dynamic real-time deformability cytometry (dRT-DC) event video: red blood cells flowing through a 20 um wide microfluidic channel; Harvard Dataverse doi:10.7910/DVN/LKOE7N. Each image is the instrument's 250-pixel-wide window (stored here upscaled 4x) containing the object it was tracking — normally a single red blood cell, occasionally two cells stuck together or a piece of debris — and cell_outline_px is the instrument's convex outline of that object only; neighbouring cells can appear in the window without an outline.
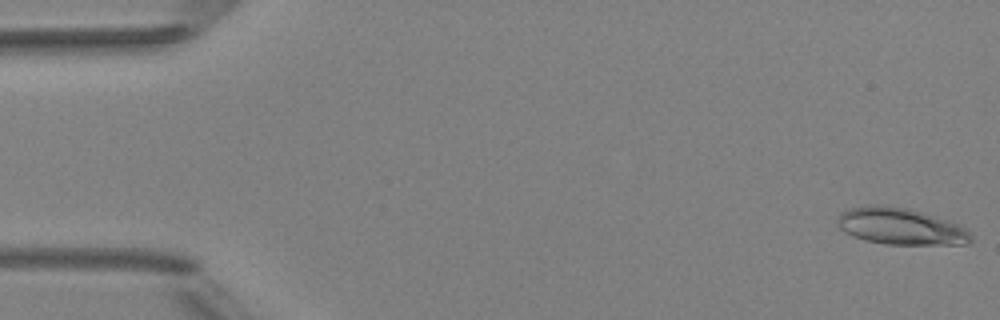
{"species": "Egyptian fruit bat (a non-hibernating species)", "species_latin": "Rousettus aegyptiacus", "temperature_condition": "room temperature", "stored_images_in_passage": 5, "camera_frame_rate_fps": 3000, "um_per_image_px": 0.085, "animal": {"sex": "female"}, "frame": {"image": 1, "passage_image": 1, "time_ms": 0.0, "image_size_px": [1000, 320], "cell_outline_px": [[972, 240], [968, 244], [884, 244], [864, 240], [852, 236], [844, 232], [836, 224], [836, 220], [840, 212], [848, 208], [868, 204], [880, 204], [908, 208], [924, 212], [960, 224], [972, 236]], "centroid_in_image_um": [76.5, 19.22], "position_along_channel_um": 8.5, "area_um2": 28.96}}
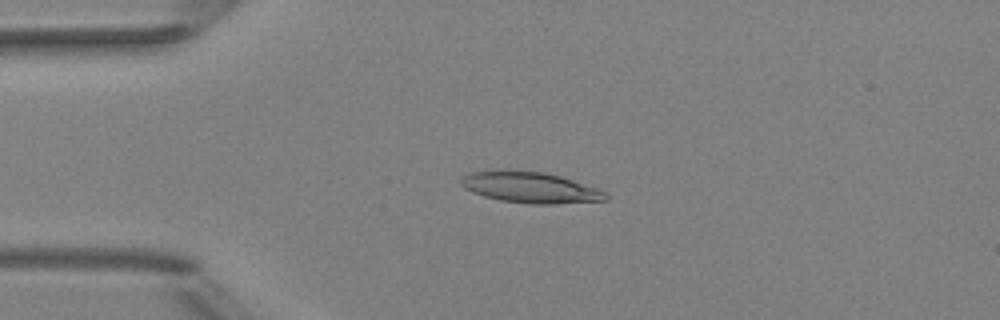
{"frame": {"image": 2, "passage_image": 4, "time_ms": 3.667, "image_size_px": [1000, 320], "cell_outline_px": [[608, 200], [556, 204], [532, 204], [500, 200], [484, 196], [472, 192], [464, 188], [460, 184], [460, 180], [464, 176], [472, 172], [544, 172], [560, 176], [596, 188], [604, 192], [608, 196]], "centroid_in_image_um": [45.1, 15.97], "position_along_channel_um": 39.9, "area_um2": 25.32}}